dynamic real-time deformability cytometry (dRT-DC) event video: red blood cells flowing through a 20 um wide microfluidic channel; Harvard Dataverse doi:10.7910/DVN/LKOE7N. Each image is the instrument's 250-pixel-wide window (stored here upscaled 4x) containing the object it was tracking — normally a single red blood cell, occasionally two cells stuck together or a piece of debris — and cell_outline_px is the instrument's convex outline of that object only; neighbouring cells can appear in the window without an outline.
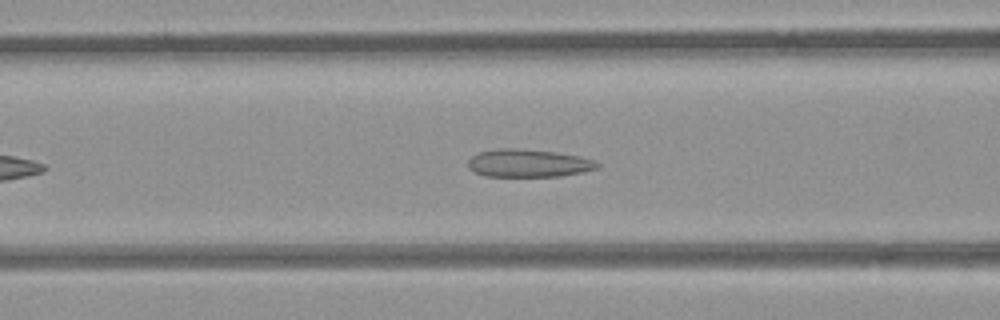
{"species": "common noctule bat (a hibernating species)", "species_latin": "Nyctalus noctula", "temperature_condition": "room temperature", "stored_images_in_passage": 36, "camera_frame_rate_fps": 3000, "um_per_image_px": 0.085, "animal": {"sex": "female", "body_mass_g": 21.9}, "frame": {"image": 1, "passage_image": 5, "time_ms": 1.333, "image_size_px": [1000, 320], "cell_outline_px": [[600, 168], [584, 172], [560, 176], [484, 176], [468, 168], [468, 160], [472, 156], [480, 152], [496, 148], [516, 148], [556, 152], [580, 156], [592, 160], [600, 164]], "centroid_in_image_um": [44.93, 13.87], "position_along_channel_um": 121.7, "area_um2": 21.04}}
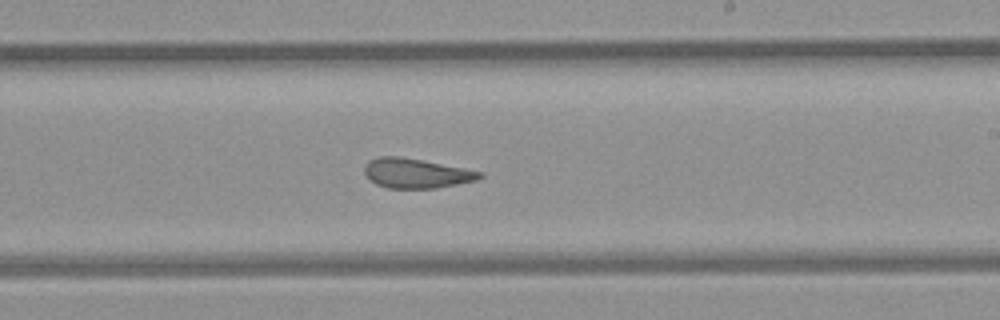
{"frame": {"image": 2, "passage_image": 15, "time_ms": 4.667, "image_size_px": [1000, 320], "cell_outline_px": [[484, 176], [476, 180], [436, 188], [388, 188], [376, 184], [364, 172], [364, 168], [368, 160], [380, 156], [400, 156], [424, 160], [484, 172]], "centroid_in_image_um": [35.39, 14.71], "position_along_channel_um": 253.6, "area_um2": 19.88}}
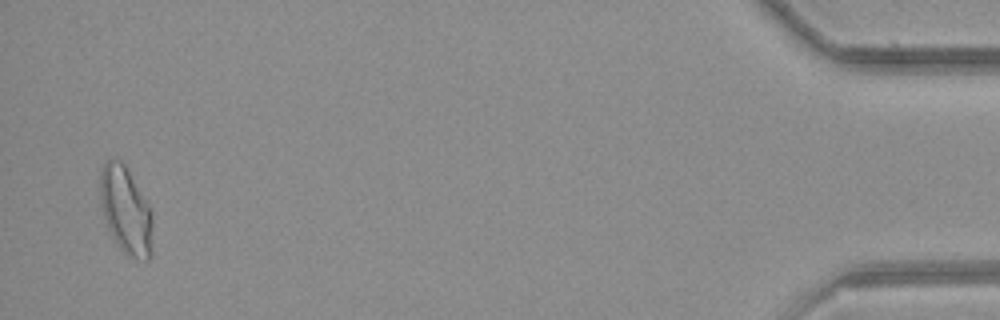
{"frame": {"image": 3, "passage_image": 35, "time_ms": 11.333, "image_size_px": [1000, 320], "cell_outline_px": [[152, 252], [148, 260], [144, 260], [132, 256], [124, 252], [120, 248], [108, 228], [104, 216], [100, 196], [100, 172], [104, 164], [108, 160], [116, 156], [124, 164], [148, 204], [152, 212]], "centroid_in_image_um": [10.7, 17.86], "position_along_channel_um": 424.5, "area_um2": 26.36}, "authors_computed_cell_mechanics": {"area_um2": 20.6635, "velocity_mm_per_s": 3.9584, "shape_relaxation_time_tau1_ms": null, "shape_relaxation_time_tau2_ms": 2.2568, "deformation_change_tau1": null, "deformation_change_tau2": 0.0909}}